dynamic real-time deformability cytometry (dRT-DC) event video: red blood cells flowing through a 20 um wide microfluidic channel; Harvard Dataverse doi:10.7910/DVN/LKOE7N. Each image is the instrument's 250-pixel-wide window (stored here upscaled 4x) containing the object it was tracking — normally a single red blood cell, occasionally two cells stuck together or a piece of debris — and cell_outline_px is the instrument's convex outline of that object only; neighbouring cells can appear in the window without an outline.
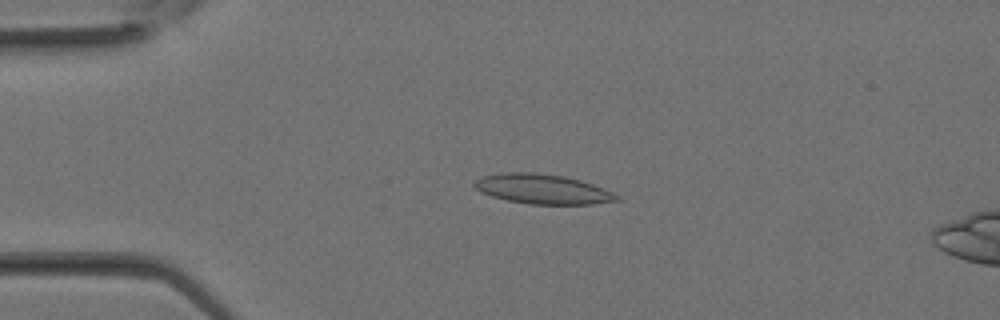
{"species": "Egyptian fruit bat (a non-hibernating species)", "species_latin": "Rousettus aegyptiacus", "temperature_condition": "room temperature", "stored_images_in_passage": 9, "camera_frame_rate_fps": 3000, "um_per_image_px": 0.085, "animal": {"sex": "female"}, "frame": {"image": 1, "passage_image": 6, "time_ms": 1.667, "image_size_px": [1000, 320], "cell_outline_px": [[620, 200], [592, 204], [528, 204], [508, 200], [492, 196], [480, 192], [472, 184], [476, 180], [484, 176], [500, 172], [532, 172], [564, 176], [580, 180], [604, 188], [620, 196]], "centroid_in_image_um": [46.12, 16.07], "position_along_channel_um": 38.9, "area_um2": 24.62}}